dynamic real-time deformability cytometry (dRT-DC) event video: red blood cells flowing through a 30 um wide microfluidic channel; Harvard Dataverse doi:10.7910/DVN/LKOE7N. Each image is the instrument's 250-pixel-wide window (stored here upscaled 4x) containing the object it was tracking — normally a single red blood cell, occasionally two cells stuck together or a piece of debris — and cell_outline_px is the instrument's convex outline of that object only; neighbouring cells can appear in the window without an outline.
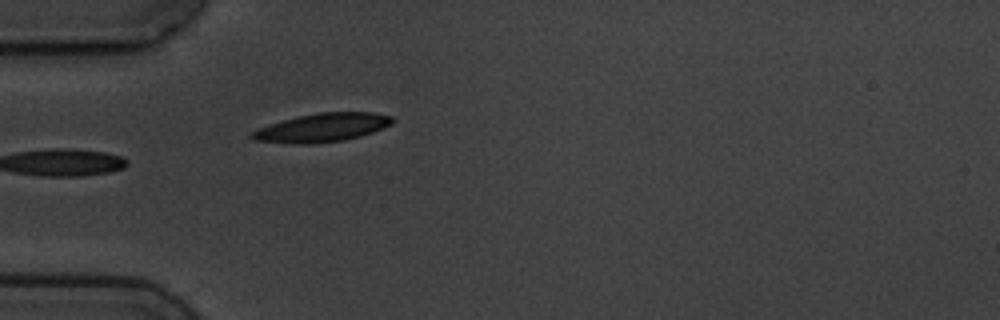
{"species": "common noctule bat (a hibernating species)", "species_latin": "Nyctalus noctula", "temperature_condition": "cold", "stored_images_in_passage": 5, "camera_frame_rate_fps": 3000, "um_per_image_px": 0.085, "animal": {"sex": "male", "body_mass_g": 19.5, "forearm_length_mm": 54.6}, "frame": {"image": 1, "passage_image": 5, "time_ms": 4.333, "image_size_px": [1000, 320], "cell_outline_px": [[396, 120], [392, 124], [372, 132], [360, 136], [344, 140], [304, 144], [292, 144], [252, 140], [248, 136], [248, 132], [268, 124], [300, 116], [320, 112], [372, 112], [392, 116]], "centroid_in_image_um": [27.34, 10.85], "position_along_channel_um": 57.7, "area_um2": 23.47}}